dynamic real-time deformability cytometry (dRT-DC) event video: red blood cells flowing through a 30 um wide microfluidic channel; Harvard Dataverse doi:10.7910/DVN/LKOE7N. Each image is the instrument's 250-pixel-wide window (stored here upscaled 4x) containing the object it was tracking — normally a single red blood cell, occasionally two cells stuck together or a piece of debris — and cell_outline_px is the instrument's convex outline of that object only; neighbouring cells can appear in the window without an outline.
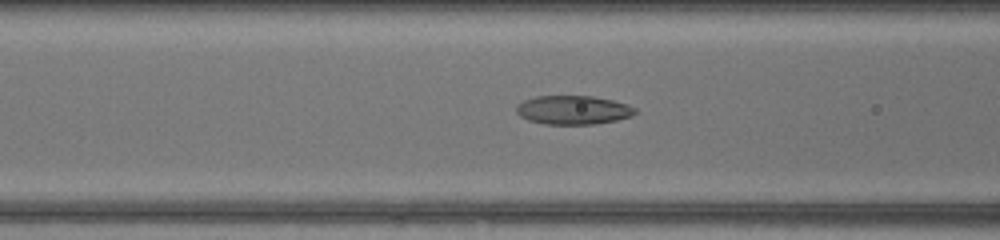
{"species": "common noctule bat (a hibernating species)", "species_latin": "Nyctalus noctula", "temperature_condition": "warm", "stored_images_in_passage": 35, "camera_frame_rate_fps": 3000, "um_per_image_px": 0.085, "animal": {"sex": "female", "body_mass_g": 17.0, "forearm_length_mm": 48.0}, "frame": {"image": 1, "passage_image": 11, "time_ms": 3.333, "image_size_px": [1000, 240], "cell_outline_px": [[636, 112], [632, 116], [616, 120], [596, 124], [544, 124], [528, 120], [520, 116], [516, 112], [516, 108], [524, 100], [536, 96], [592, 96], [612, 100], [628, 104], [636, 108]], "centroid_in_image_um": [48.73, 9.35], "position_along_channel_um": 117.9, "area_um2": 19.94}}
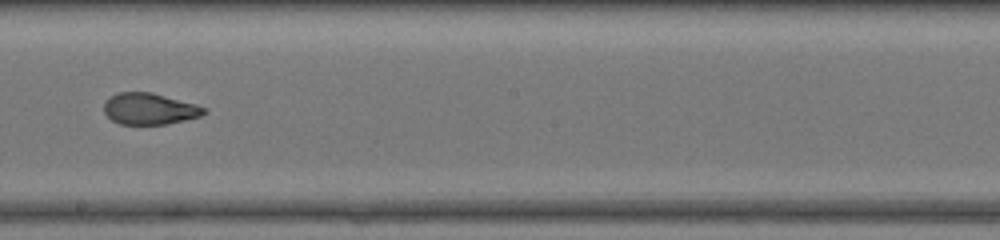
{"frame": {"image": 2, "passage_image": 19, "time_ms": 6.0, "image_size_px": [1000, 240], "cell_outline_px": [[208, 108], [200, 116], [184, 120], [164, 124], [120, 124], [112, 120], [104, 112], [104, 104], [116, 92], [152, 92], [196, 104]], "centroid_in_image_um": [12.71, 9.24], "position_along_channel_um": 235.5, "area_um2": 18.15}}
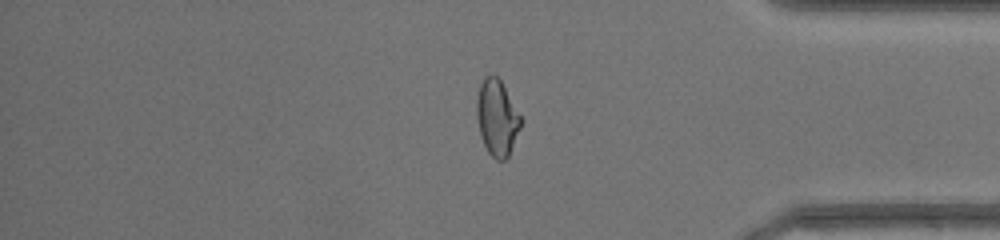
{"frame": {"image": 3, "passage_image": 31, "time_ms": 10.0, "image_size_px": [1000, 240], "cell_outline_px": [[524, 120], [508, 156], [504, 160], [496, 160], [488, 152], [480, 136], [476, 116], [476, 100], [480, 84], [484, 76], [492, 72], [500, 80]], "centroid_in_image_um": [42.24, 9.98], "position_along_channel_um": 393.0, "area_um2": 19.77}, "authors_computed_cell_mechanics": {"area_um2": 19.7676, "velocity_mm_per_s": 4.4177, "shape_relaxation_time_tau1_ms": null, "shape_relaxation_time_tau2_ms": 1.0675, "deformation_change_tau1": null, "deformation_change_tau2": 0.0692}}